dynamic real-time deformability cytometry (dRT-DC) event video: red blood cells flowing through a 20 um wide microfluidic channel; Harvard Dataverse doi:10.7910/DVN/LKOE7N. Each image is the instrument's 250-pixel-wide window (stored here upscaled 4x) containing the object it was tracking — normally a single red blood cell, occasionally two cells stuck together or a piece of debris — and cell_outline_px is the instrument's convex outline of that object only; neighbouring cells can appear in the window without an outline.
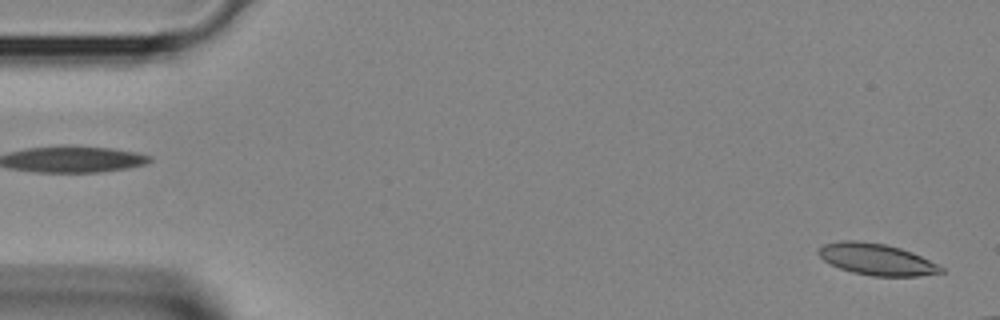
{"species": "Egyptian fruit bat (a non-hibernating species)", "species_latin": "Rousettus aegyptiacus", "temperature_condition": "room temperature", "stored_images_in_passage": 9, "camera_frame_rate_fps": 3000, "um_per_image_px": 0.085, "animal": {"sex": "female"}, "frame": {"image": 1, "passage_image": 1, "time_ms": 0.0, "image_size_px": [1000, 320], "cell_outline_px": [[944, 272], [920, 276], [872, 276], [852, 272], [840, 268], [824, 260], [816, 252], [824, 244], [840, 240], [856, 240], [884, 244], [900, 248], [912, 252], [944, 268]], "centroid_in_image_um": [74.5, 22.04], "position_along_channel_um": 10.5, "area_um2": 22.31}}